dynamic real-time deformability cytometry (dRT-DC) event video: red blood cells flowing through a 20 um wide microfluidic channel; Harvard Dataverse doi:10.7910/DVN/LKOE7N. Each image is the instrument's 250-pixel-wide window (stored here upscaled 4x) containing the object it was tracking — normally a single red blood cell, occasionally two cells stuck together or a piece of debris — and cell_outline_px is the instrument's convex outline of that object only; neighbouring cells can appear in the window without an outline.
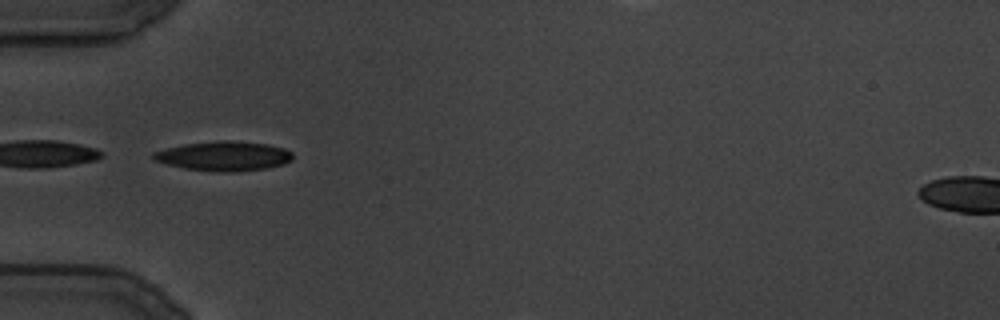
{"species": "common noctule bat (a hibernating species)", "species_latin": "Nyctalus noctula", "temperature_condition": "cold", "stored_images_in_passage": 33, "camera_frame_rate_fps": 3000, "um_per_image_px": 0.085, "animal": {"sex": "male", "body_mass_g": 19.5, "forearm_length_mm": 54.6}, "frame": {"image": 1, "passage_image": 1, "time_ms": 0.0, "image_size_px": [1000, 320], "cell_outline_px": [[292, 160], [284, 164], [264, 168], [240, 172], [220, 172], [184, 168], [152, 160], [152, 152], [184, 144], [220, 140], [232, 140], [268, 144], [284, 148], [292, 152]], "centroid_in_image_um": [19.03, 13.26], "position_along_channel_um": 66.0, "area_um2": 24.04}}